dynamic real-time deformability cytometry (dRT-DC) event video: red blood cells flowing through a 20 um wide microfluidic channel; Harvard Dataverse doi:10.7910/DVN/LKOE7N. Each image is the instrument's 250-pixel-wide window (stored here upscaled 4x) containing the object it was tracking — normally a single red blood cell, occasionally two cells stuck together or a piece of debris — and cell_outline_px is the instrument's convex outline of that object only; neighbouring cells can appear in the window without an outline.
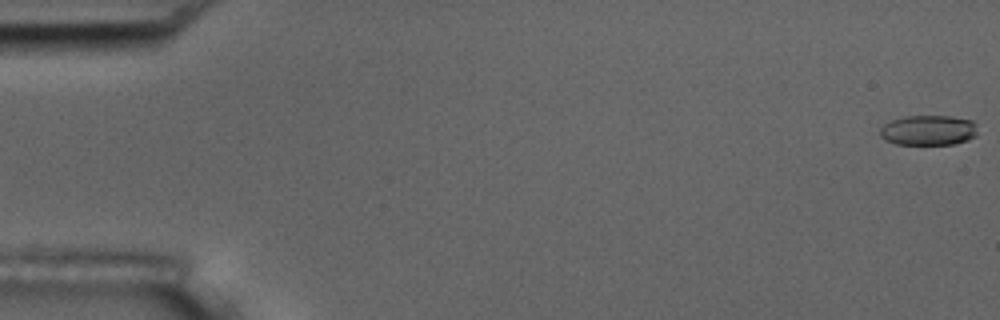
{"species": "common noctule bat (a hibernating species)", "species_latin": "Nyctalus noctula", "temperature_condition": "room temperature", "stored_images_in_passage": 56, "camera_frame_rate_fps": 3000, "um_per_image_px": 0.085, "animal": {"sex": "male", "body_mass_g": 17.5, "forearm_length_mm": 52.3}, "frame": {"image": 1, "passage_image": 1, "time_ms": 0.0, "image_size_px": [1000, 320], "cell_outline_px": [[976, 136], [968, 140], [952, 144], [896, 144], [884, 140], [880, 136], [880, 128], [884, 124], [892, 120], [904, 116], [948, 116], [972, 120], [976, 124]], "centroid_in_image_um": [78.9, 11.07], "position_along_channel_um": 6.1, "area_um2": 17.17}}
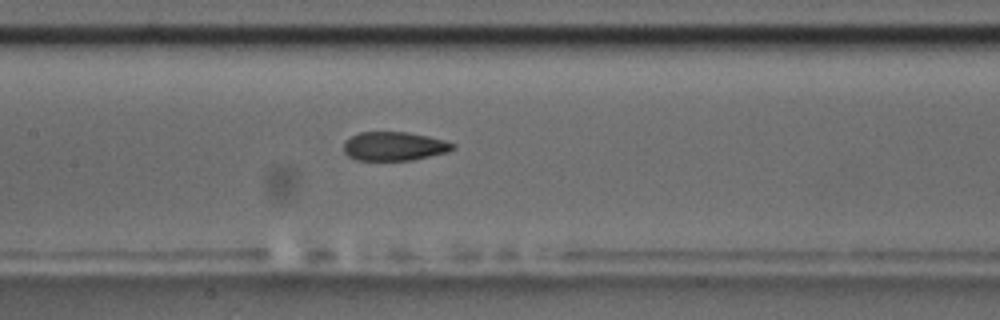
{"frame": {"image": 2, "passage_image": 27, "time_ms": 8.667, "image_size_px": [1000, 320], "cell_outline_px": [[456, 148], [448, 152], [412, 160], [356, 160], [348, 156], [344, 152], [344, 140], [360, 132], [408, 132], [428, 136], [444, 140], [456, 144]], "centroid_in_image_um": [33.52, 12.43], "position_along_channel_um": 173.9, "area_um2": 18.44}}
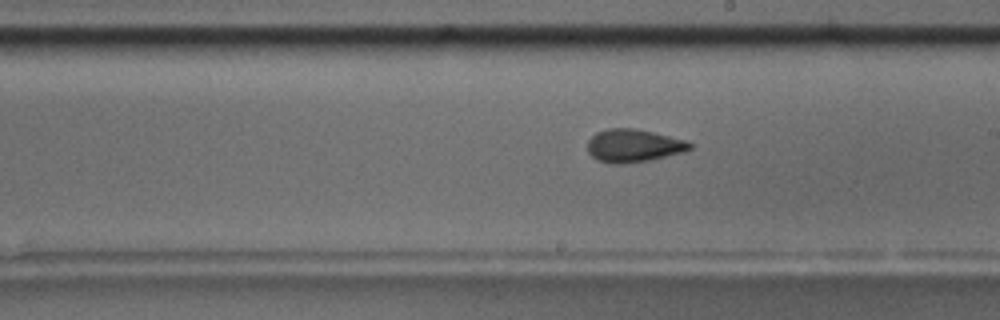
{"frame": {"image": 3, "passage_image": 32, "time_ms": 10.333, "image_size_px": [1000, 320], "cell_outline_px": [[692, 148], [684, 152], [648, 160], [624, 164], [608, 164], [596, 160], [588, 152], [588, 140], [596, 132], [608, 128], [636, 128], [688, 140], [692, 144]], "centroid_in_image_um": [53.84, 12.38], "position_along_channel_um": 235.2, "area_um2": 19.88}, "authors_computed_cell_mechanics": {"area_um2": 19.3052, "velocity_mm_per_s": 3.6911, "shape_relaxation_time_tau1_ms": 10.7411, "shape_relaxation_time_tau2_ms": 1.8931, "deformation_change_tau1": 0.236, "deformation_change_tau2": 0.0899}}